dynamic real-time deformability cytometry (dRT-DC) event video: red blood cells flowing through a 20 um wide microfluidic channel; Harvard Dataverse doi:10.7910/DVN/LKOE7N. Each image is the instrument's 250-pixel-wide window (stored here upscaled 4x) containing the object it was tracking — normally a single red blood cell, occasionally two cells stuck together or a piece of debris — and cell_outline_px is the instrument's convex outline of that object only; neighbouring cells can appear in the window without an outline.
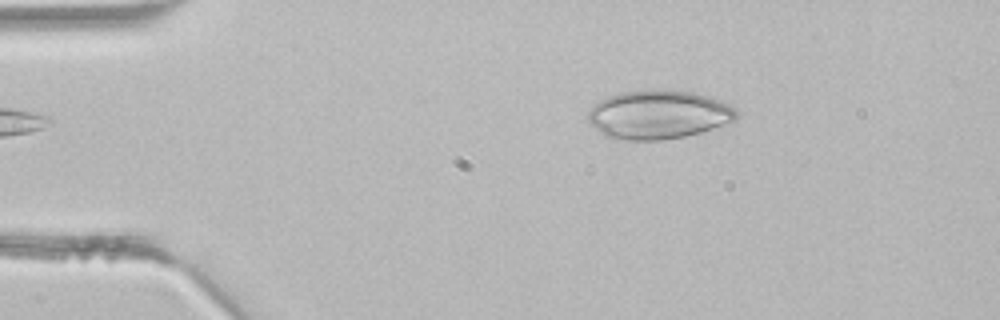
{"species": "common noctule bat (a hibernating species)", "species_latin": "Nyctalus noctula", "temperature_condition": "room temperature", "stored_images_in_passage": 4, "camera_frame_rate_fps": 3000, "um_per_image_px": 0.085, "animal": {"sex": "male", "body_mass_g": 21.5, "forearm_length_mm": 52.0}, "frame": {"image": 1, "passage_image": 4, "time_ms": 1.0, "image_size_px": [1000, 320], "cell_outline_px": [[740, 112], [736, 120], [700, 132], [684, 136], [664, 140], [624, 140], [604, 136], [588, 124], [588, 112], [600, 100], [608, 96], [620, 92], [648, 88], [656, 88], [692, 92], [708, 96], [728, 104], [736, 108]], "centroid_in_image_um": [55.95, 9.73], "position_along_channel_um": 29.1, "area_um2": 42.66}}